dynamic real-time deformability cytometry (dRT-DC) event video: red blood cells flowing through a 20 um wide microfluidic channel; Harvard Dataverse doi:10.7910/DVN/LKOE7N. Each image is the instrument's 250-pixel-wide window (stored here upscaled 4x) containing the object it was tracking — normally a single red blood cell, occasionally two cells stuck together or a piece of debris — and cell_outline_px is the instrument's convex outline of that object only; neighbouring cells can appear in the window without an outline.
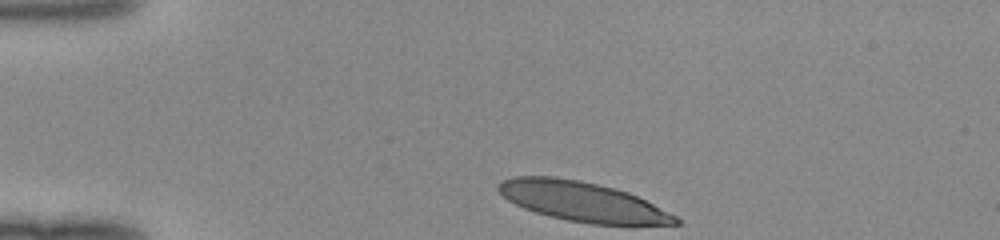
{"species": "human", "species_latin": "Homo sapiens", "temperature_condition": "room temperature", "stored_images_in_passage": 31, "camera_frame_rate_fps": 3000, "um_per_image_px": 0.085, "donor": {"sex": "female"}, "frame": {"image": 1, "passage_image": 1, "time_ms": 0.0, "image_size_px": [1000, 240], "cell_outline_px": [[680, 224], [592, 224], [568, 220], [536, 212], [524, 208], [508, 200], [496, 188], [500, 180], [512, 176], [552, 176], [580, 180], [616, 188], [628, 192], [676, 216], [680, 220]], "centroid_in_image_um": [49.45, 17.11], "position_along_channel_um": 35.5, "area_um2": 40.46}}
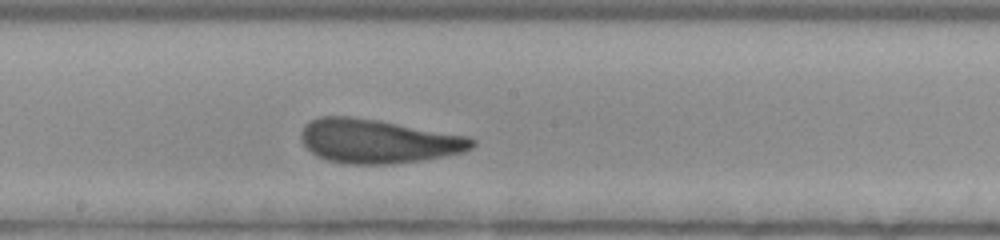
{"frame": {"image": 2, "passage_image": 18, "time_ms": 5.667, "image_size_px": [1000, 240], "cell_outline_px": [[476, 144], [472, 148], [464, 152], [424, 160], [392, 164], [344, 164], [328, 160], [316, 156], [304, 144], [300, 136], [300, 132], [304, 124], [320, 116], [348, 116], [380, 120], [468, 136], [476, 140]], "centroid_in_image_um": [32.14, 12.0], "position_along_channel_um": 216.1, "area_um2": 44.1}}
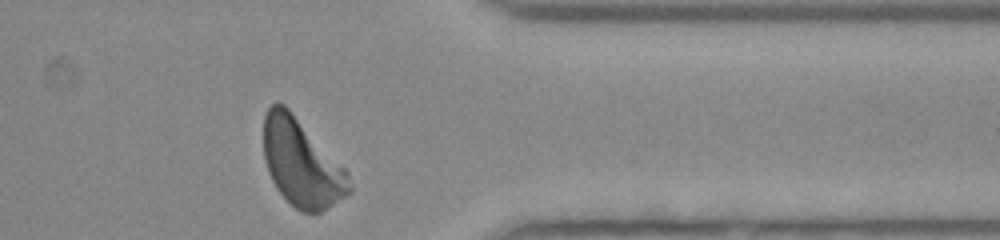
{"frame": {"image": 3, "passage_image": 31, "time_ms": 10.0, "image_size_px": [1000, 240], "cell_outline_px": [[352, 192], [320, 212], [304, 212], [296, 208], [276, 188], [268, 172], [264, 160], [264, 116], [268, 108], [276, 100], [284, 104], [288, 108], [348, 172], [352, 188]], "centroid_in_image_um": [25.62, 13.85], "position_along_channel_um": 385.8, "area_um2": 43.06}}